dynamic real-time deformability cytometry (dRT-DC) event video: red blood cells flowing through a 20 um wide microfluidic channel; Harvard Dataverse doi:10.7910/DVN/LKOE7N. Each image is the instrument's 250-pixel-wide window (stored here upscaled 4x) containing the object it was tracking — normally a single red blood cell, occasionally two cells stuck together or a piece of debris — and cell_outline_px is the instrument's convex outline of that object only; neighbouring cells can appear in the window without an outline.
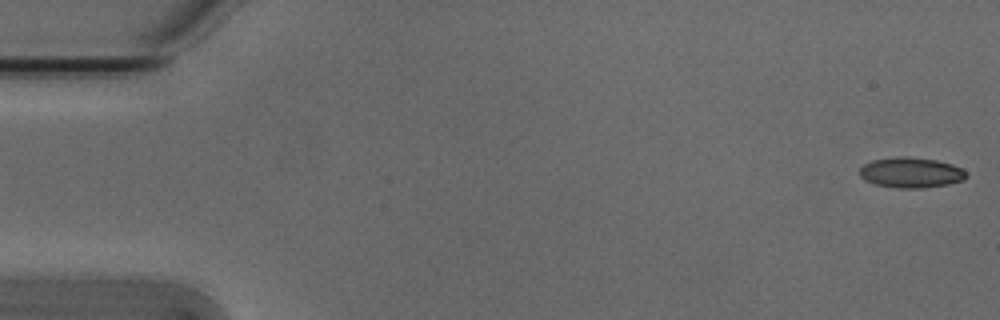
{"species": "Egyptian fruit bat (a non-hibernating species)", "species_latin": "Rousettus aegyptiacus", "temperature_condition": "cold", "stored_images_in_passage": 4, "camera_frame_rate_fps": 3000, "um_per_image_px": 0.085, "animal": {"sex": "male"}, "frame": {"image": 1, "passage_image": 1, "time_ms": 0.0, "image_size_px": [1000, 320], "cell_outline_px": [[968, 176], [964, 180], [948, 184], [924, 188], [900, 188], [876, 184], [864, 180], [860, 176], [860, 168], [864, 164], [872, 160], [896, 156], [908, 156], [936, 160], [952, 164], [960, 168]], "centroid_in_image_um": [77.42, 14.66], "position_along_channel_um": 7.6, "area_um2": 18.9}}
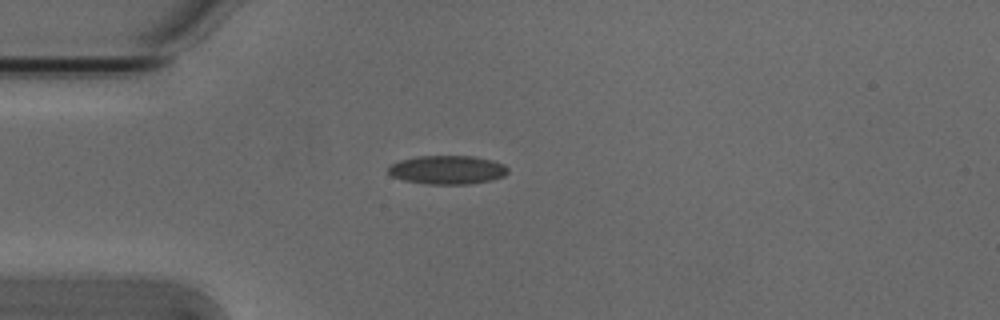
{"frame": {"image": 2, "passage_image": 4, "time_ms": 1.0, "image_size_px": [1000, 320], "cell_outline_px": [[508, 172], [504, 176], [488, 180], [468, 184], [428, 184], [404, 180], [392, 176], [388, 172], [388, 168], [392, 164], [400, 160], [416, 156], [472, 156], [492, 160], [504, 164], [508, 168]], "centroid_in_image_um": [38.02, 14.43], "position_along_channel_um": 47.0, "area_um2": 19.88}}